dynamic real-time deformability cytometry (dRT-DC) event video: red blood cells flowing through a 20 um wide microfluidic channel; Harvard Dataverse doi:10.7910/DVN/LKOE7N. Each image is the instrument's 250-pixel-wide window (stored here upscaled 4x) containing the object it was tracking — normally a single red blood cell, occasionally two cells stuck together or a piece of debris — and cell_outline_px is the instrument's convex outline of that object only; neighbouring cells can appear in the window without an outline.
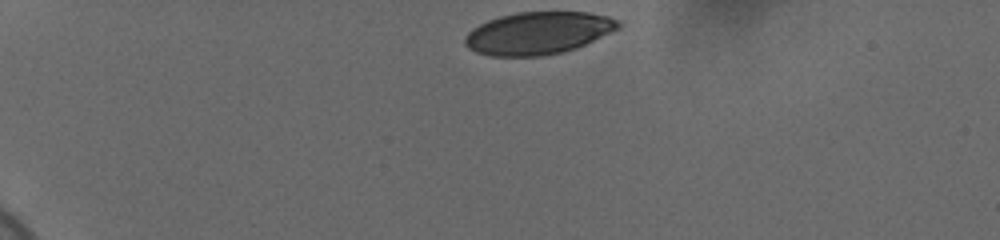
{"species": "human", "species_latin": "Homo sapiens", "temperature_condition": "cold", "stored_images_in_passage": 37, "camera_frame_rate_fps": 3000, "um_per_image_px": 0.085, "donor": {"sex": "female"}, "frame": {"image": 1, "passage_image": 1, "time_ms": 0.0, "image_size_px": [1000, 240], "cell_outline_px": [[620, 28], [576, 48], [564, 52], [544, 56], [488, 56], [476, 52], [468, 48], [464, 44], [464, 36], [472, 28], [488, 20], [500, 16], [516, 12], [588, 12], [608, 16], [616, 20], [620, 24]], "centroid_in_image_um": [45.71, 2.82], "position_along_channel_um": 39.3, "area_um2": 38.03}}
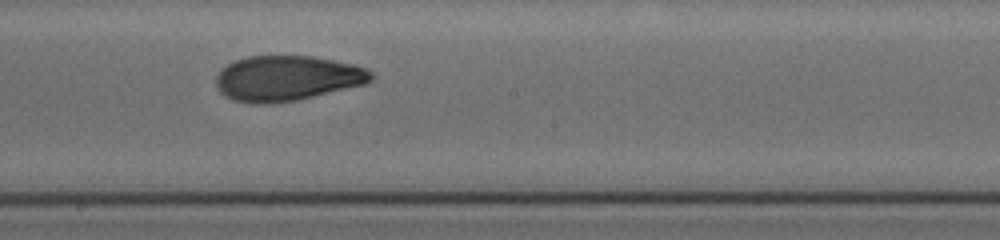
{"frame": {"image": 2, "passage_image": 22, "time_ms": 7.0, "image_size_px": [1000, 240], "cell_outline_px": [[376, 76], [372, 80], [364, 84], [296, 100], [264, 104], [232, 100], [224, 96], [216, 88], [216, 76], [228, 64], [236, 60], [248, 56], [312, 56], [352, 64], [364, 68], [372, 72]], "centroid_in_image_um": [24.39, 6.65], "position_along_channel_um": 223.8, "area_um2": 40.52}}
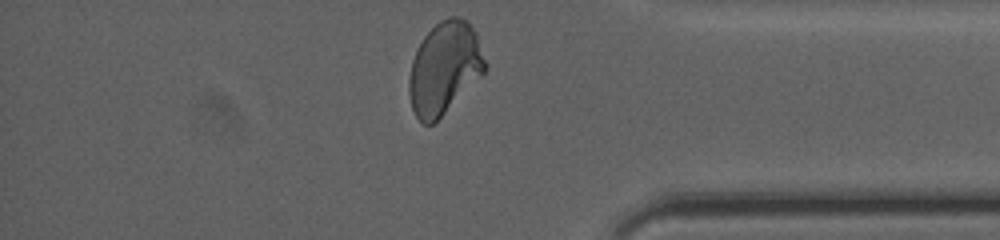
{"frame": {"image": 3, "passage_image": 37, "time_ms": 12.0, "image_size_px": [1000, 240], "cell_outline_px": [[484, 72], [432, 124], [424, 124], [416, 116], [412, 108], [408, 92], [408, 80], [412, 60], [416, 48], [424, 36], [440, 20], [448, 16], [456, 16], [464, 20], [476, 32], [484, 60]], "centroid_in_image_um": [37.72, 5.76], "position_along_channel_um": 397.5, "area_um2": 39.88}, "authors_computed_cell_mechanics": {"area_um2": 40.4022, "velocity_mm_per_s": 3.689, "shape_relaxation_time_tau1_ms": 9.0794, "shape_relaxation_time_tau2_ms": 1.6846, "deformation_change_tau1": 0.2254, "deformation_change_tau2": 0.075}}